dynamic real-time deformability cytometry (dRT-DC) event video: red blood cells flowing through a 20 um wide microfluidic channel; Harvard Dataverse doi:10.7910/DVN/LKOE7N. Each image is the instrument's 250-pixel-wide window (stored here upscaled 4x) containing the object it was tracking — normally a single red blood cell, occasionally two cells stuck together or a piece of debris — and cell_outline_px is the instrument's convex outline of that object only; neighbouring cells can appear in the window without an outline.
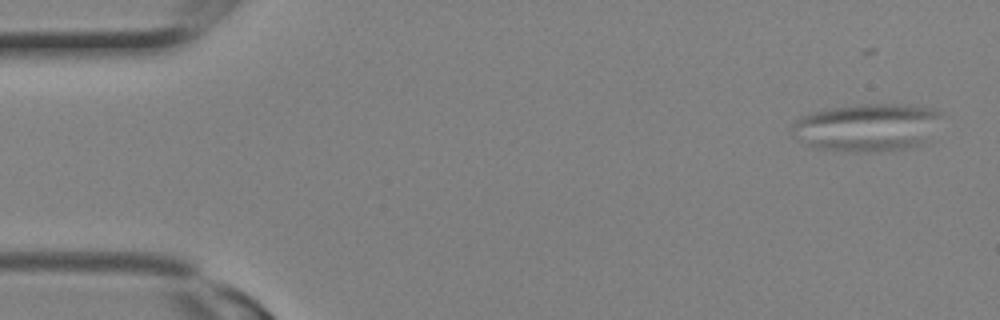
{"species": "Egyptian fruit bat (a non-hibernating species)", "species_latin": "Rousettus aegyptiacus", "temperature_condition": "room temperature", "stored_images_in_passage": 11, "camera_frame_rate_fps": 3000, "um_per_image_px": 0.085, "animal": {"sex": "female"}, "frame": {"image": 1, "passage_image": 1, "time_ms": 0.0, "image_size_px": [1000, 320], "cell_outline_px": [[940, 116], [924, 144], [908, 148], [880, 152], [844, 152], [816, 148], [808, 144], [792, 124], [800, 116], [812, 112], [828, 108], [864, 104], [908, 104], [932, 108], [940, 112]], "centroid_in_image_um": [73.76, 10.83], "position_along_channel_um": 11.2, "area_um2": 41.15}}